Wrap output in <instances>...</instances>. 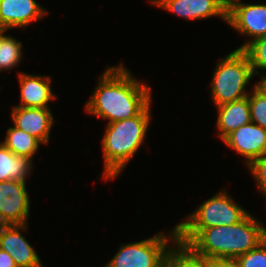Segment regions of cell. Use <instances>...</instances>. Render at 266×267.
Returning <instances> with one entry per match:
<instances>
[{
  "label": "cell",
  "instance_id": "cell-1",
  "mask_svg": "<svg viewBox=\"0 0 266 267\" xmlns=\"http://www.w3.org/2000/svg\"><path fill=\"white\" fill-rule=\"evenodd\" d=\"M99 82L85 104L88 114L112 123L138 115L151 103V88L134 78L123 63L99 75Z\"/></svg>",
  "mask_w": 266,
  "mask_h": 267
},
{
  "label": "cell",
  "instance_id": "cell-2",
  "mask_svg": "<svg viewBox=\"0 0 266 267\" xmlns=\"http://www.w3.org/2000/svg\"><path fill=\"white\" fill-rule=\"evenodd\" d=\"M266 240V228L250 213L239 223L202 229L186 246L197 256L237 258Z\"/></svg>",
  "mask_w": 266,
  "mask_h": 267
},
{
  "label": "cell",
  "instance_id": "cell-3",
  "mask_svg": "<svg viewBox=\"0 0 266 267\" xmlns=\"http://www.w3.org/2000/svg\"><path fill=\"white\" fill-rule=\"evenodd\" d=\"M150 105L134 117L107 123L101 141L105 180L119 176L144 143L151 120Z\"/></svg>",
  "mask_w": 266,
  "mask_h": 267
},
{
  "label": "cell",
  "instance_id": "cell-4",
  "mask_svg": "<svg viewBox=\"0 0 266 267\" xmlns=\"http://www.w3.org/2000/svg\"><path fill=\"white\" fill-rule=\"evenodd\" d=\"M248 214L222 189L199 205L184 222L176 224L178 242L186 246L202 229L239 223Z\"/></svg>",
  "mask_w": 266,
  "mask_h": 267
},
{
  "label": "cell",
  "instance_id": "cell-5",
  "mask_svg": "<svg viewBox=\"0 0 266 267\" xmlns=\"http://www.w3.org/2000/svg\"><path fill=\"white\" fill-rule=\"evenodd\" d=\"M254 74L247 55L235 49L219 61L213 72L211 98L215 107L241 100L249 95L245 90Z\"/></svg>",
  "mask_w": 266,
  "mask_h": 267
},
{
  "label": "cell",
  "instance_id": "cell-6",
  "mask_svg": "<svg viewBox=\"0 0 266 267\" xmlns=\"http://www.w3.org/2000/svg\"><path fill=\"white\" fill-rule=\"evenodd\" d=\"M171 242L172 246L170 245ZM177 242V230L176 226H174L169 235L160 232L145 240L122 244L117 253L106 264V266L166 267L168 252Z\"/></svg>",
  "mask_w": 266,
  "mask_h": 267
},
{
  "label": "cell",
  "instance_id": "cell-7",
  "mask_svg": "<svg viewBox=\"0 0 266 267\" xmlns=\"http://www.w3.org/2000/svg\"><path fill=\"white\" fill-rule=\"evenodd\" d=\"M26 181L0 182V225L28 224L30 199Z\"/></svg>",
  "mask_w": 266,
  "mask_h": 267
},
{
  "label": "cell",
  "instance_id": "cell-8",
  "mask_svg": "<svg viewBox=\"0 0 266 267\" xmlns=\"http://www.w3.org/2000/svg\"><path fill=\"white\" fill-rule=\"evenodd\" d=\"M227 23L238 33L248 36L237 50H242L252 40L266 35V4L242 2L227 13Z\"/></svg>",
  "mask_w": 266,
  "mask_h": 267
},
{
  "label": "cell",
  "instance_id": "cell-9",
  "mask_svg": "<svg viewBox=\"0 0 266 267\" xmlns=\"http://www.w3.org/2000/svg\"><path fill=\"white\" fill-rule=\"evenodd\" d=\"M27 229V224L0 225V249L14 259L17 267H44L35 249L21 233Z\"/></svg>",
  "mask_w": 266,
  "mask_h": 267
},
{
  "label": "cell",
  "instance_id": "cell-10",
  "mask_svg": "<svg viewBox=\"0 0 266 267\" xmlns=\"http://www.w3.org/2000/svg\"><path fill=\"white\" fill-rule=\"evenodd\" d=\"M223 142L245 158L248 166L266 154V129L250 122L230 133Z\"/></svg>",
  "mask_w": 266,
  "mask_h": 267
},
{
  "label": "cell",
  "instance_id": "cell-11",
  "mask_svg": "<svg viewBox=\"0 0 266 267\" xmlns=\"http://www.w3.org/2000/svg\"><path fill=\"white\" fill-rule=\"evenodd\" d=\"M13 125L48 144L54 126L53 114L49 108H30L14 106L11 112Z\"/></svg>",
  "mask_w": 266,
  "mask_h": 267
},
{
  "label": "cell",
  "instance_id": "cell-12",
  "mask_svg": "<svg viewBox=\"0 0 266 267\" xmlns=\"http://www.w3.org/2000/svg\"><path fill=\"white\" fill-rule=\"evenodd\" d=\"M48 12L36 0H0V30L28 26Z\"/></svg>",
  "mask_w": 266,
  "mask_h": 267
},
{
  "label": "cell",
  "instance_id": "cell-13",
  "mask_svg": "<svg viewBox=\"0 0 266 267\" xmlns=\"http://www.w3.org/2000/svg\"><path fill=\"white\" fill-rule=\"evenodd\" d=\"M150 2L186 20H200L216 16L227 22V13L218 0H150Z\"/></svg>",
  "mask_w": 266,
  "mask_h": 267
},
{
  "label": "cell",
  "instance_id": "cell-14",
  "mask_svg": "<svg viewBox=\"0 0 266 267\" xmlns=\"http://www.w3.org/2000/svg\"><path fill=\"white\" fill-rule=\"evenodd\" d=\"M20 103L17 106L30 108H50L49 101L56 99L51 90V78L19 72Z\"/></svg>",
  "mask_w": 266,
  "mask_h": 267
},
{
  "label": "cell",
  "instance_id": "cell-15",
  "mask_svg": "<svg viewBox=\"0 0 266 267\" xmlns=\"http://www.w3.org/2000/svg\"><path fill=\"white\" fill-rule=\"evenodd\" d=\"M217 130L223 141L230 133L251 122L248 96L216 107Z\"/></svg>",
  "mask_w": 266,
  "mask_h": 267
},
{
  "label": "cell",
  "instance_id": "cell-16",
  "mask_svg": "<svg viewBox=\"0 0 266 267\" xmlns=\"http://www.w3.org/2000/svg\"><path fill=\"white\" fill-rule=\"evenodd\" d=\"M29 158L15 155L0 142V182L6 180L26 181L33 169Z\"/></svg>",
  "mask_w": 266,
  "mask_h": 267
},
{
  "label": "cell",
  "instance_id": "cell-17",
  "mask_svg": "<svg viewBox=\"0 0 266 267\" xmlns=\"http://www.w3.org/2000/svg\"><path fill=\"white\" fill-rule=\"evenodd\" d=\"M6 133L5 140L2 143L15 155L33 161V156H35L42 143L34 136L15 126L9 127Z\"/></svg>",
  "mask_w": 266,
  "mask_h": 267
},
{
  "label": "cell",
  "instance_id": "cell-18",
  "mask_svg": "<svg viewBox=\"0 0 266 267\" xmlns=\"http://www.w3.org/2000/svg\"><path fill=\"white\" fill-rule=\"evenodd\" d=\"M5 30H0V71L17 67L23 57V44L12 36L5 35Z\"/></svg>",
  "mask_w": 266,
  "mask_h": 267
},
{
  "label": "cell",
  "instance_id": "cell-19",
  "mask_svg": "<svg viewBox=\"0 0 266 267\" xmlns=\"http://www.w3.org/2000/svg\"><path fill=\"white\" fill-rule=\"evenodd\" d=\"M166 267H207V259L195 255L187 246L177 242L168 252Z\"/></svg>",
  "mask_w": 266,
  "mask_h": 267
},
{
  "label": "cell",
  "instance_id": "cell-20",
  "mask_svg": "<svg viewBox=\"0 0 266 267\" xmlns=\"http://www.w3.org/2000/svg\"><path fill=\"white\" fill-rule=\"evenodd\" d=\"M242 51L247 55L254 75L264 77L260 70H266V35L249 42Z\"/></svg>",
  "mask_w": 266,
  "mask_h": 267
},
{
  "label": "cell",
  "instance_id": "cell-21",
  "mask_svg": "<svg viewBox=\"0 0 266 267\" xmlns=\"http://www.w3.org/2000/svg\"><path fill=\"white\" fill-rule=\"evenodd\" d=\"M249 93L251 122L266 129V93L255 83Z\"/></svg>",
  "mask_w": 266,
  "mask_h": 267
},
{
  "label": "cell",
  "instance_id": "cell-22",
  "mask_svg": "<svg viewBox=\"0 0 266 267\" xmlns=\"http://www.w3.org/2000/svg\"><path fill=\"white\" fill-rule=\"evenodd\" d=\"M240 267H266V240L258 247L236 258Z\"/></svg>",
  "mask_w": 266,
  "mask_h": 267
},
{
  "label": "cell",
  "instance_id": "cell-23",
  "mask_svg": "<svg viewBox=\"0 0 266 267\" xmlns=\"http://www.w3.org/2000/svg\"><path fill=\"white\" fill-rule=\"evenodd\" d=\"M247 167L257 182L258 191L266 199V154L253 160Z\"/></svg>",
  "mask_w": 266,
  "mask_h": 267
},
{
  "label": "cell",
  "instance_id": "cell-24",
  "mask_svg": "<svg viewBox=\"0 0 266 267\" xmlns=\"http://www.w3.org/2000/svg\"><path fill=\"white\" fill-rule=\"evenodd\" d=\"M207 267H240L236 258H208Z\"/></svg>",
  "mask_w": 266,
  "mask_h": 267
},
{
  "label": "cell",
  "instance_id": "cell-25",
  "mask_svg": "<svg viewBox=\"0 0 266 267\" xmlns=\"http://www.w3.org/2000/svg\"><path fill=\"white\" fill-rule=\"evenodd\" d=\"M0 267H17L14 259L2 249H0Z\"/></svg>",
  "mask_w": 266,
  "mask_h": 267
},
{
  "label": "cell",
  "instance_id": "cell-26",
  "mask_svg": "<svg viewBox=\"0 0 266 267\" xmlns=\"http://www.w3.org/2000/svg\"><path fill=\"white\" fill-rule=\"evenodd\" d=\"M220 6L228 13L234 6L241 4L240 0H218Z\"/></svg>",
  "mask_w": 266,
  "mask_h": 267
},
{
  "label": "cell",
  "instance_id": "cell-27",
  "mask_svg": "<svg viewBox=\"0 0 266 267\" xmlns=\"http://www.w3.org/2000/svg\"><path fill=\"white\" fill-rule=\"evenodd\" d=\"M256 84L266 93V74L261 78L260 82Z\"/></svg>",
  "mask_w": 266,
  "mask_h": 267
}]
</instances>
